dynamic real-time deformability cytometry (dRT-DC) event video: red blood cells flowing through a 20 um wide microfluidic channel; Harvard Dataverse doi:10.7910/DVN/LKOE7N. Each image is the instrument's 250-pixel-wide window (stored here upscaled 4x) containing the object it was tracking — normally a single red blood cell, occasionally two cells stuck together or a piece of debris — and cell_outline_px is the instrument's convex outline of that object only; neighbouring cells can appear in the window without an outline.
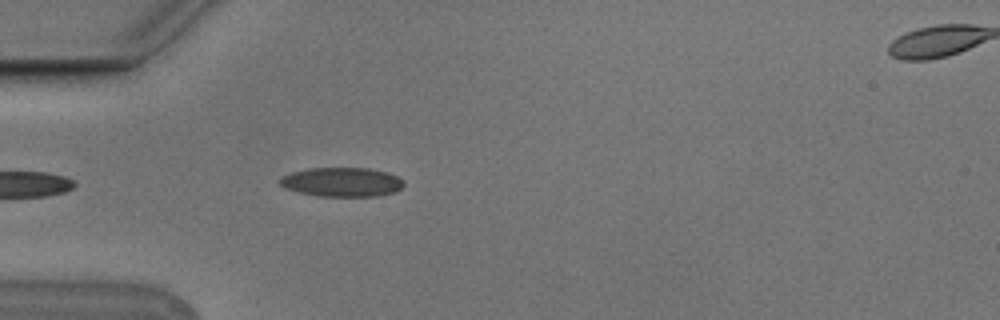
{"species": "Egyptian fruit bat (a non-hibernating species)", "species_latin": "Rousettus aegyptiacus", "temperature_condition": "cold", "stored_images_in_passage": 4, "segment_of_instrument_passage": [1, 2], "camera_frame_rate_fps": 3000, "um_per_image_px": 0.085, "animal": {"sex": "male"}, "frame": {"image": 1, "passage_image": 3, "time_ms": 0.667, "image_size_px": [1000, 320], "cell_outline_px": [[404, 184], [396, 192], [376, 196], [320, 196], [300, 192], [284, 188], [280, 184], [280, 180], [284, 176], [292, 172], [308, 168], [368, 168], [388, 172], [404, 180]], "centroid_in_image_um": [29.09, 15.47], "position_along_channel_um": 55.9, "area_um2": 20.98}}